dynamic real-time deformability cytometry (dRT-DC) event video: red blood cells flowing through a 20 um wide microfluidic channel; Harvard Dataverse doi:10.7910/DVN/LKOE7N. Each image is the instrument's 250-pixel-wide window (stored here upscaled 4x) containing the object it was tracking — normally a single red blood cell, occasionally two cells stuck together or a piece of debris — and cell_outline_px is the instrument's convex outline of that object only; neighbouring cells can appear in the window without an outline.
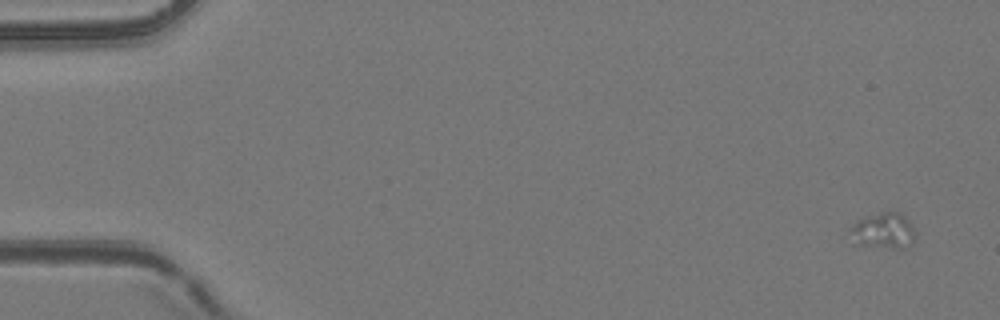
{"species": "common noctule bat (a hibernating species)", "species_latin": "Nyctalus noctula", "temperature_condition": "room temperature", "stored_images_in_passage": 7, "camera_frame_rate_fps": 3000, "um_per_image_px": 0.085, "animal": {"sex": "female", "body_mass_g": 24.6, "forearm_length_mm": 56.2}, "frame": {"image": 1, "passage_image": 1, "time_ms": 0.0, "image_size_px": [1000, 320], "cell_outline_px": [[916, 232], [912, 244], [900, 248], [892, 248], [860, 244], [848, 228], [860, 220], [884, 212], [900, 212], [912, 224]], "centroid_in_image_um": [75.19, 19.61], "position_along_channel_um": 9.8, "area_um2": 13.01}}